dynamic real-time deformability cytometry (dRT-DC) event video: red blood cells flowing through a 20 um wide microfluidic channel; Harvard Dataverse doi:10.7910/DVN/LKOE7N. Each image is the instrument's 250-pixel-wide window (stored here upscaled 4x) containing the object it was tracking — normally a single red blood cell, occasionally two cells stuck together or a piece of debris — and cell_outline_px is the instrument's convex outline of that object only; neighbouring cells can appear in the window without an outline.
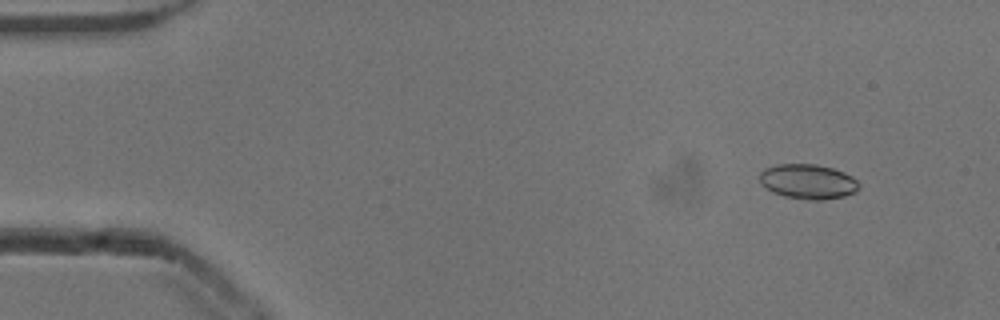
{"species": "common noctule bat (a hibernating species)", "species_latin": "Nyctalus noctula", "temperature_condition": "cold", "stored_images_in_passage": 15, "camera_frame_rate_fps": 3000, "um_per_image_px": 0.085, "animal": {"sex": "male", "body_mass_g": 13.3}, "frame": {"image": 1, "passage_image": 1, "time_ms": 0.0, "image_size_px": [1000, 320], "cell_outline_px": [[860, 188], [856, 192], [844, 196], [824, 200], [808, 200], [784, 196], [772, 192], [760, 184], [760, 172], [764, 168], [776, 164], [816, 164], [832, 168], [844, 172], [852, 176], [860, 184]], "centroid_in_image_um": [68.68, 15.43], "position_along_channel_um": 16.3, "area_um2": 20.4}}
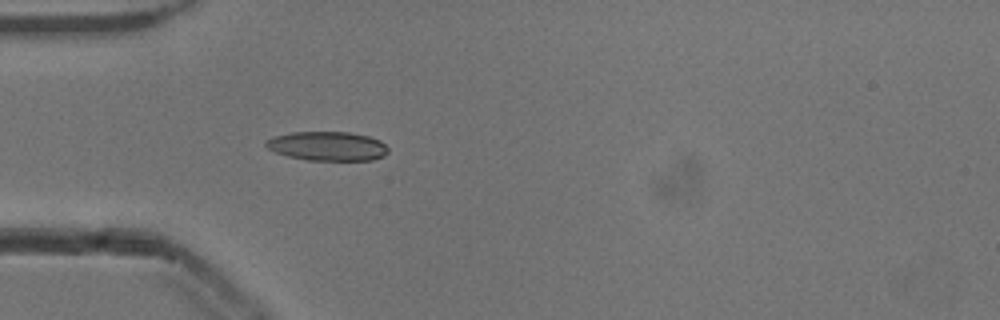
{"frame": {"image": 2, "passage_image": 12, "time_ms": 3.667, "image_size_px": [1000, 320], "cell_outline_px": [[388, 152], [384, 156], [372, 160], [308, 160], [288, 156], [276, 152], [268, 148], [264, 144], [264, 140], [272, 136], [292, 132], [348, 132], [368, 136], [380, 140], [388, 148]], "centroid_in_image_um": [27.82, 12.41], "position_along_channel_um": 57.2, "area_um2": 20.81}}
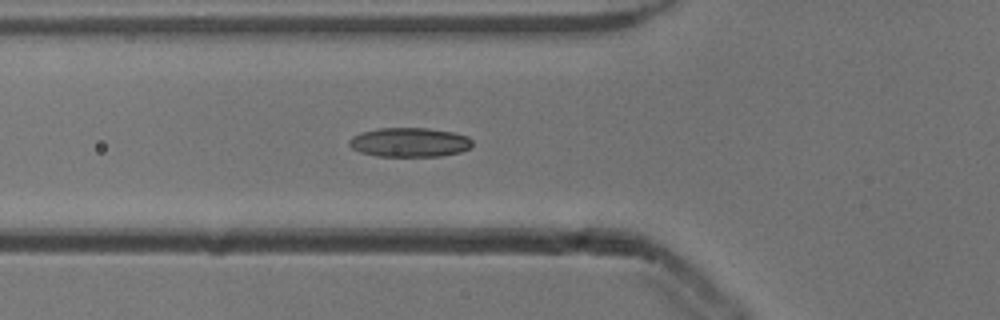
{"frame": {"image": 3, "passage_image": 15, "time_ms": 4.667, "image_size_px": [1000, 320], "cell_outline_px": [[472, 144], [468, 148], [460, 152], [440, 156], [376, 156], [360, 152], [352, 148], [348, 144], [348, 140], [352, 136], [360, 132], [376, 128], [428, 128], [452, 132], [468, 136], [472, 140]], "centroid_in_image_um": [34.77, 12.09], "position_along_channel_um": 91.0, "area_um2": 21.1}}